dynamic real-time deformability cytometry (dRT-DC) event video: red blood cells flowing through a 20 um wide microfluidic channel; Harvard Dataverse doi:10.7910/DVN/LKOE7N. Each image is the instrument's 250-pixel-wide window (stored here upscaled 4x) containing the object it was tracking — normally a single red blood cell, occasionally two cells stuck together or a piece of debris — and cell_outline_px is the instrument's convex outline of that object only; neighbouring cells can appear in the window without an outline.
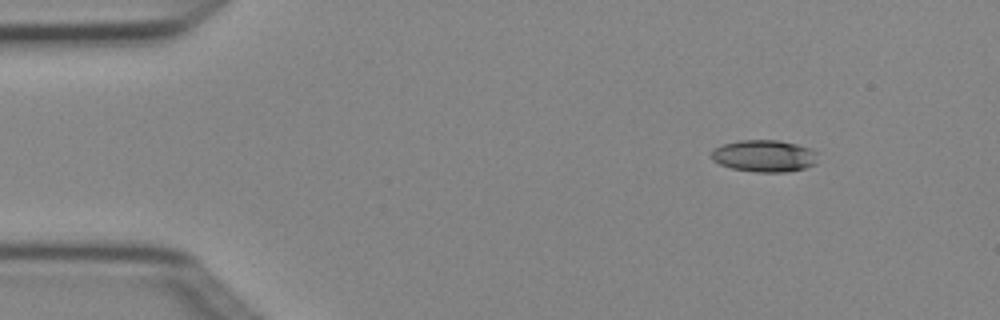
{"species": "Egyptian fruit bat (a non-hibernating species)", "species_latin": "Rousettus aegyptiacus", "temperature_condition": "cold", "stored_images_in_passage": 3, "camera_frame_rate_fps": 3000, "um_per_image_px": 0.085, "animal": {"sex": "female"}, "frame": {"image": 1, "passage_image": 1, "time_ms": 0.0, "image_size_px": [1000, 320], "cell_outline_px": [[816, 164], [804, 168], [788, 172], [756, 172], [732, 168], [720, 164], [712, 160], [712, 152], [716, 148], [724, 144], [740, 140], [776, 140], [796, 144], [808, 148], [816, 152]], "centroid_in_image_um": [64.97, 13.26], "position_along_channel_um": 20.0, "area_um2": 19.59}}